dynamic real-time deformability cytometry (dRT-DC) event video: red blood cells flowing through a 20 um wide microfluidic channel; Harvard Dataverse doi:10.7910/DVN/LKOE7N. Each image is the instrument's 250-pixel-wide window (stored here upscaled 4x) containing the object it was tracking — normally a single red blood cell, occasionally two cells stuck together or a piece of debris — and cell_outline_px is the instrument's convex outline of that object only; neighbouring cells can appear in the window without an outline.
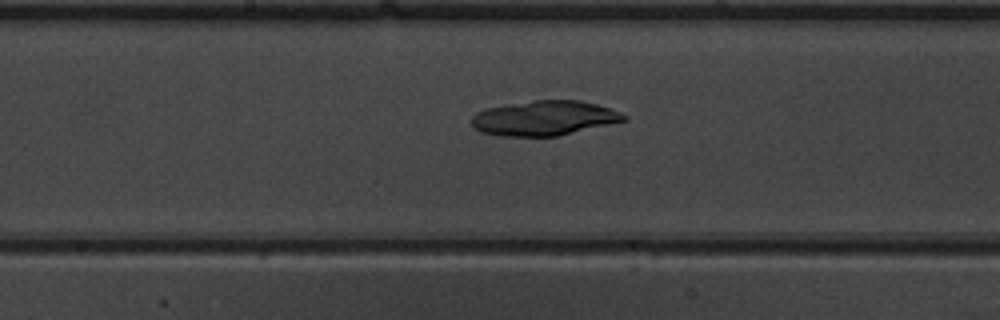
{"species": "common noctule bat (a hibernating species)", "species_latin": "Nyctalus noctula", "temperature_condition": "warm", "stored_images_in_passage": 50, "camera_frame_rate_fps": 3000, "um_per_image_px": 0.085, "animal": {"sex": "male", "body_mass_g": 19.5, "forearm_length_mm": 54.6}, "frame": {"image": 1, "passage_image": 26, "time_ms": 8.333, "image_size_px": [1000, 320], "cell_outline_px": [[628, 120], [556, 136], [500, 136], [480, 132], [472, 124], [472, 116], [476, 112], [484, 108], [508, 104], [536, 100], [580, 100], [612, 108], [628, 116]], "centroid_in_image_um": [46.27, 10.03], "position_along_channel_um": 201.9, "area_um2": 30.92}}
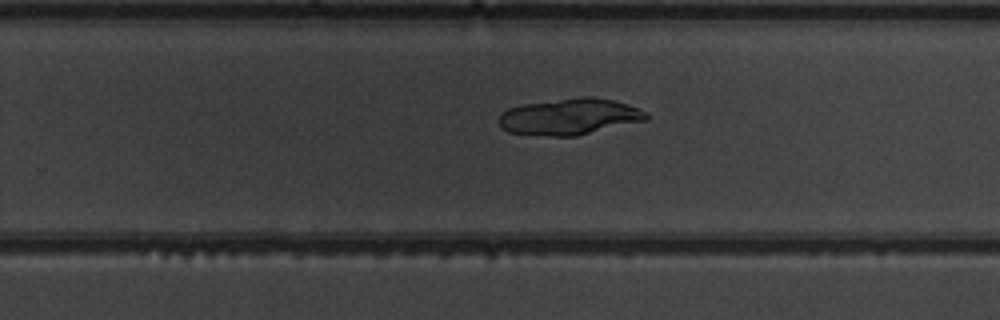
{"frame": {"image": 2, "passage_image": 32, "time_ms": 10.333, "image_size_px": [1000, 320], "cell_outline_px": [[648, 120], [576, 136], [552, 136], [508, 132], [500, 124], [500, 112], [508, 108], [520, 104], [580, 96], [592, 96], [616, 100], [628, 104], [648, 112]], "centroid_in_image_um": [48.45, 9.89], "position_along_channel_um": 281.3, "area_um2": 31.5}}
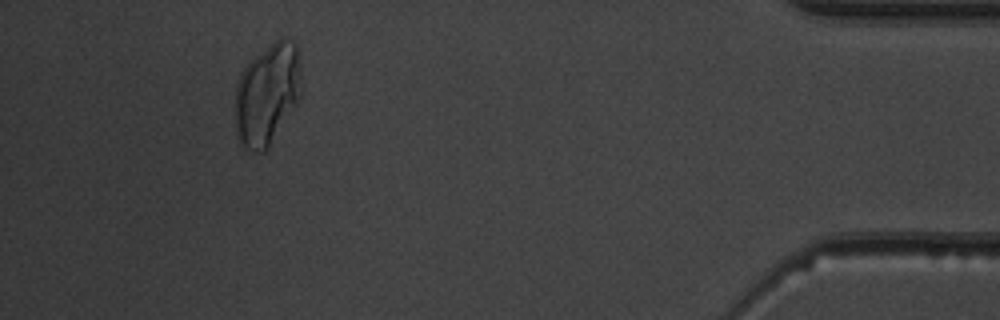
{"frame": {"image": 3, "passage_image": 46, "time_ms": 15.0, "image_size_px": [1000, 320], "cell_outline_px": [[304, 92], [268, 148], [264, 152], [252, 152], [244, 148], [240, 144], [236, 136], [232, 112], [236, 84], [244, 68], [256, 56], [276, 40], [284, 36], [296, 44]], "centroid_in_image_um": [22.69, 8.06], "position_along_channel_um": 412.5, "area_um2": 40.11}}